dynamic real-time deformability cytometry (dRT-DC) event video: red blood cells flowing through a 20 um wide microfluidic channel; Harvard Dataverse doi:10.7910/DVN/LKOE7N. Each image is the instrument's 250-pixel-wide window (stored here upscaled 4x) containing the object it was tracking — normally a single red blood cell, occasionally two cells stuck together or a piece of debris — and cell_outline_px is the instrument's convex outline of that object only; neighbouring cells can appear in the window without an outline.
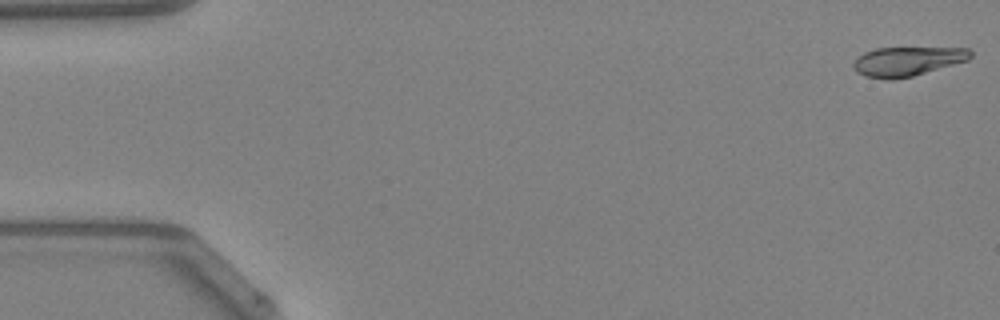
{"species": "Egyptian fruit bat (a non-hibernating species)", "species_latin": "Rousettus aegyptiacus", "temperature_condition": "warm", "stored_images_in_passage": 12, "camera_frame_rate_fps": 3000, "um_per_image_px": 0.085, "animal": {"sex": "female"}, "frame": {"image": 1, "passage_image": 1, "time_ms": 0.0, "image_size_px": [1000, 320], "cell_outline_px": [[972, 56], [968, 60], [912, 76], [892, 80], [888, 80], [864, 76], [856, 72], [852, 68], [852, 64], [864, 52], [876, 48], [968, 48], [972, 52]], "centroid_in_image_um": [77.09, 5.22], "position_along_channel_um": 7.9, "area_um2": 19.88}}